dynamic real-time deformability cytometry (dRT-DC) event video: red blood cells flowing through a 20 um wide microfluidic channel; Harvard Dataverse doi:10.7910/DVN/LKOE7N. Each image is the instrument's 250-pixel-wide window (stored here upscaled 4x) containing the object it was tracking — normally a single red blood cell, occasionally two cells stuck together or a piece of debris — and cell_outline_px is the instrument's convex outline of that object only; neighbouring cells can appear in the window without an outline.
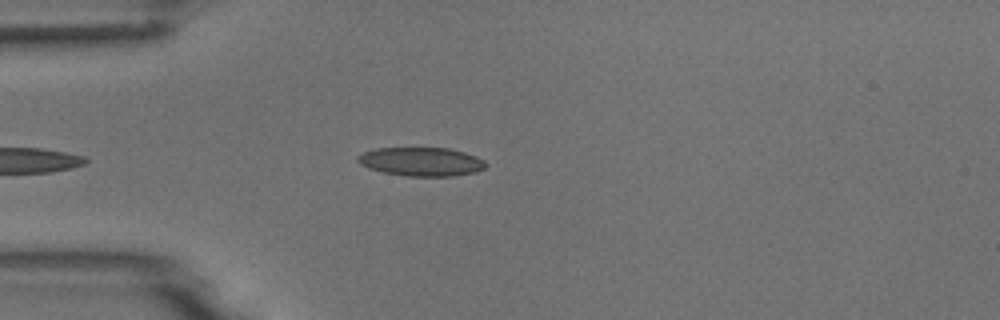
{"species": "common noctule bat (a hibernating species)", "species_latin": "Nyctalus noctula", "temperature_condition": "room temperature", "stored_images_in_passage": 1, "camera_frame_rate_fps": 3000, "um_per_image_px": 0.085, "animal": {"sex": "male", "body_mass_g": 18.8}, "frame": {"image": 1, "passage_image": 1, "time_ms": 0.0, "image_size_px": [1000, 320], "cell_outline_px": [[488, 164], [484, 168], [476, 172], [452, 176], [408, 176], [384, 172], [368, 168], [360, 164], [356, 160], [356, 156], [364, 152], [376, 148], [448, 148], [464, 152], [476, 156], [484, 160]], "centroid_in_image_um": [35.81, 13.74], "position_along_channel_um": 49.2, "area_um2": 21.44}}